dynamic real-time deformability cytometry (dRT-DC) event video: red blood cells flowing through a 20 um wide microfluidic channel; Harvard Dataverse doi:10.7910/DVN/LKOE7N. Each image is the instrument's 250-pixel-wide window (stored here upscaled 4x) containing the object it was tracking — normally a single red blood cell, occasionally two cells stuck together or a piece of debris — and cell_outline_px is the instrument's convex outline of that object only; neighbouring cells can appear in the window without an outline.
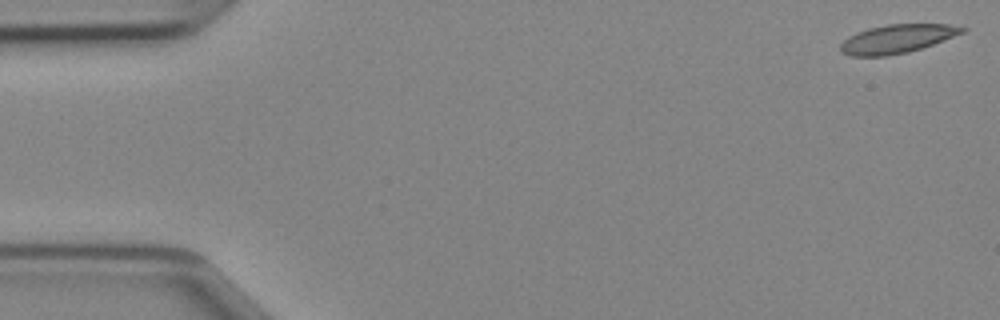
{"species": "Egyptian fruit bat (a non-hibernating species)", "species_latin": "Rousettus aegyptiacus", "temperature_condition": "cold", "stored_images_in_passage": 47, "camera_frame_rate_fps": 3000, "um_per_image_px": 0.085, "animal": {"sex": "female"}, "frame": {"image": 1, "passage_image": 1, "time_ms": 0.0, "image_size_px": [1000, 320], "cell_outline_px": [[968, 28], [964, 32], [932, 44], [908, 52], [888, 56], [848, 56], [840, 52], [840, 44], [848, 36], [856, 32], [868, 28], [888, 24], [948, 24]], "centroid_in_image_um": [76.19, 3.3], "position_along_channel_um": 8.8, "area_um2": 20.29}}
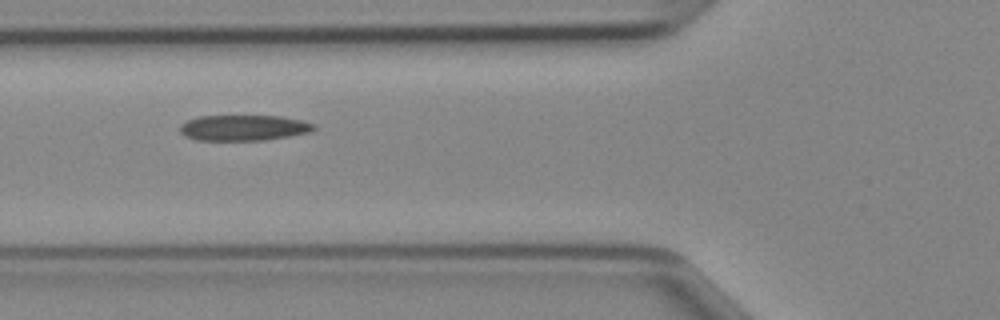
{"frame": {"image": 2, "passage_image": 17, "time_ms": 5.333, "image_size_px": [1000, 320], "cell_outline_px": [[316, 128], [312, 132], [264, 140], [196, 140], [184, 136], [180, 132], [180, 124], [188, 120], [200, 116], [280, 116], [300, 120], [316, 124]], "centroid_in_image_um": [20.71, 10.86], "position_along_channel_um": 105.1, "area_um2": 20.06}}
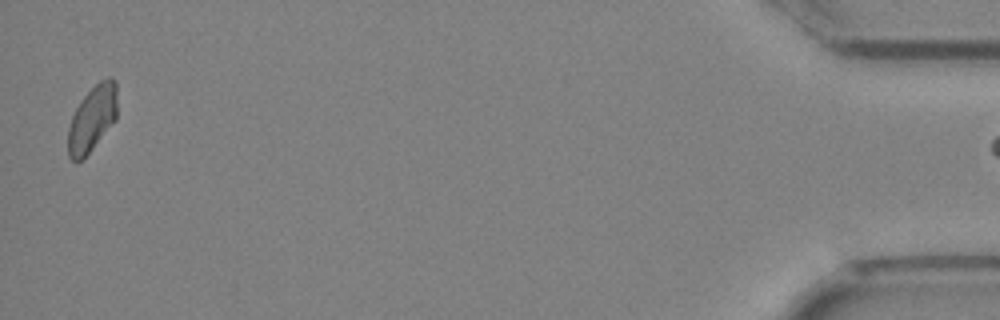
{"frame": {"image": 3, "passage_image": 46, "time_ms": 15.0, "image_size_px": [1000, 320], "cell_outline_px": [[116, 120], [92, 148], [76, 164], [68, 156], [68, 128], [72, 116], [80, 100], [100, 80], [108, 76], [112, 76], [116, 84]], "centroid_in_image_um": [7.83, 10.07], "position_along_channel_um": 427.4, "area_um2": 18.73}}